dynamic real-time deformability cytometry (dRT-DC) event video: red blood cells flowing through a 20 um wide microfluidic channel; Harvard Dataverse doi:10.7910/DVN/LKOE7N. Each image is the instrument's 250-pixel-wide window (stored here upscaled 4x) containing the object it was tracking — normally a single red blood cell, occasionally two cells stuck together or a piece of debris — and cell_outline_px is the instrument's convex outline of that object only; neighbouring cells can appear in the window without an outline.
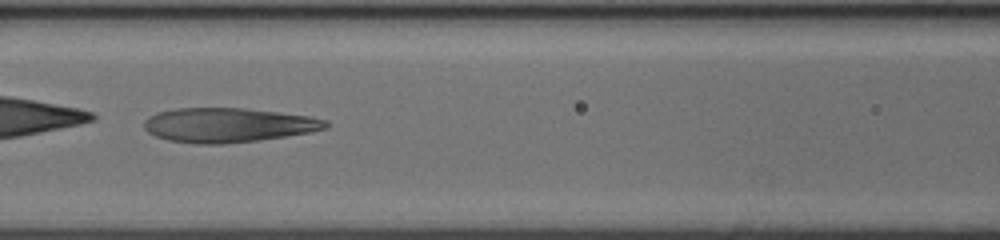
{"species": "human", "species_latin": "Homo sapiens", "temperature_condition": "cold", "stored_images_in_passage": 45, "camera_frame_rate_fps": 3000, "um_per_image_px": 0.085, "donor": {"sex": "female"}, "frame": {"image": 1, "passage_image": 13, "time_ms": 4.0, "image_size_px": [1000, 240], "cell_outline_px": [[328, 128], [308, 132], [260, 140], [224, 144], [196, 144], [168, 140], [156, 136], [148, 132], [144, 128], [144, 120], [148, 116], [156, 112], [176, 108], [244, 108], [308, 116], [328, 120]], "centroid_in_image_um": [19.35, 10.63], "position_along_channel_um": 147.3, "area_um2": 36.41}}
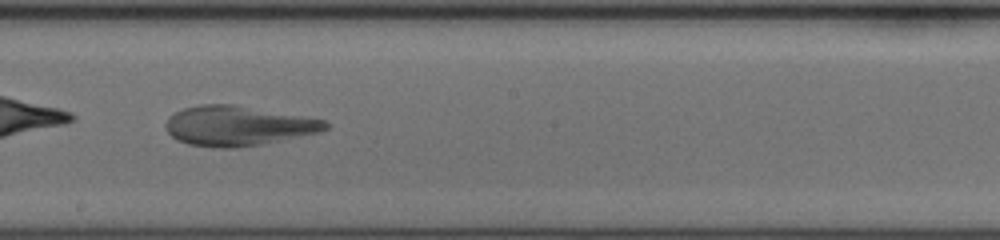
{"frame": {"image": 2, "passage_image": 20, "time_ms": 6.333, "image_size_px": [1000, 240], "cell_outline_px": [[328, 128], [320, 132], [264, 144], [236, 148], [212, 148], [188, 144], [176, 140], [164, 128], [164, 124], [168, 116], [184, 108], [200, 104], [232, 104], [324, 120], [328, 124]], "centroid_in_image_um": [20.16, 10.71], "position_along_channel_um": 228.0, "area_um2": 37.11}}
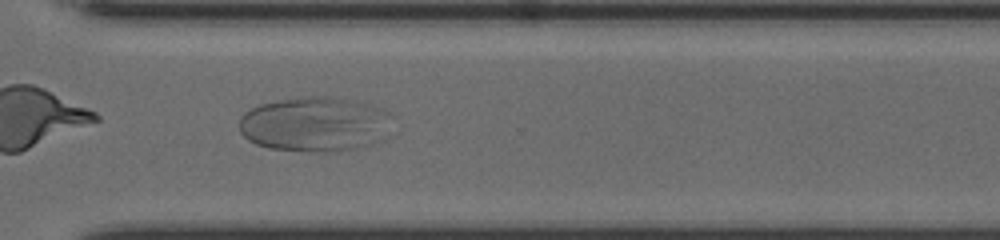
{"frame": {"image": 3, "passage_image": 30, "time_ms": 9.667, "image_size_px": [1000, 240], "cell_outline_px": [[392, 116], [380, 140], [372, 144], [352, 148], [328, 152], [316, 152], [268, 148], [256, 144], [248, 140], [240, 132], [240, 116], [244, 112], [260, 104], [280, 100], [304, 96], [336, 96], [356, 100], [372, 104], [384, 108], [392, 112]], "centroid_in_image_um": [26.76, 10.53], "position_along_channel_um": 343.8, "area_um2": 49.13}}